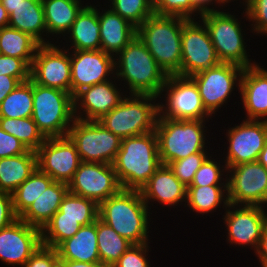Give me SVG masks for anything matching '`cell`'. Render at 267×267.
<instances>
[{"instance_id":"17","label":"cell","mask_w":267,"mask_h":267,"mask_svg":"<svg viewBox=\"0 0 267 267\" xmlns=\"http://www.w3.org/2000/svg\"><path fill=\"white\" fill-rule=\"evenodd\" d=\"M226 136L229 147L225 171L237 164L258 161L267 139V121L243 120L240 125L229 128Z\"/></svg>"},{"instance_id":"36","label":"cell","mask_w":267,"mask_h":267,"mask_svg":"<svg viewBox=\"0 0 267 267\" xmlns=\"http://www.w3.org/2000/svg\"><path fill=\"white\" fill-rule=\"evenodd\" d=\"M0 128L17 138L28 150L37 151L45 137L38 130L36 123L29 118H0Z\"/></svg>"},{"instance_id":"26","label":"cell","mask_w":267,"mask_h":267,"mask_svg":"<svg viewBox=\"0 0 267 267\" xmlns=\"http://www.w3.org/2000/svg\"><path fill=\"white\" fill-rule=\"evenodd\" d=\"M68 191V184L53 181L19 218L41 230L59 210Z\"/></svg>"},{"instance_id":"24","label":"cell","mask_w":267,"mask_h":267,"mask_svg":"<svg viewBox=\"0 0 267 267\" xmlns=\"http://www.w3.org/2000/svg\"><path fill=\"white\" fill-rule=\"evenodd\" d=\"M101 50L115 57L137 35V28L108 9L98 13ZM116 53V54H114Z\"/></svg>"},{"instance_id":"34","label":"cell","mask_w":267,"mask_h":267,"mask_svg":"<svg viewBox=\"0 0 267 267\" xmlns=\"http://www.w3.org/2000/svg\"><path fill=\"white\" fill-rule=\"evenodd\" d=\"M33 114L32 79L21 82L0 104V118H29Z\"/></svg>"},{"instance_id":"2","label":"cell","mask_w":267,"mask_h":267,"mask_svg":"<svg viewBox=\"0 0 267 267\" xmlns=\"http://www.w3.org/2000/svg\"><path fill=\"white\" fill-rule=\"evenodd\" d=\"M148 207L140 190L121 189L99 204L98 218L132 244L148 243Z\"/></svg>"},{"instance_id":"32","label":"cell","mask_w":267,"mask_h":267,"mask_svg":"<svg viewBox=\"0 0 267 267\" xmlns=\"http://www.w3.org/2000/svg\"><path fill=\"white\" fill-rule=\"evenodd\" d=\"M97 241L100 263L112 267L132 245L114 229L97 219Z\"/></svg>"},{"instance_id":"41","label":"cell","mask_w":267,"mask_h":267,"mask_svg":"<svg viewBox=\"0 0 267 267\" xmlns=\"http://www.w3.org/2000/svg\"><path fill=\"white\" fill-rule=\"evenodd\" d=\"M153 11L155 14L178 16L191 20L194 12L199 11L191 2V0H153Z\"/></svg>"},{"instance_id":"20","label":"cell","mask_w":267,"mask_h":267,"mask_svg":"<svg viewBox=\"0 0 267 267\" xmlns=\"http://www.w3.org/2000/svg\"><path fill=\"white\" fill-rule=\"evenodd\" d=\"M229 204L224 217L228 230V242L243 247L248 245L256 251L263 228L267 222V214L262 206H238ZM232 208V210H230ZM234 208H236L234 210Z\"/></svg>"},{"instance_id":"43","label":"cell","mask_w":267,"mask_h":267,"mask_svg":"<svg viewBox=\"0 0 267 267\" xmlns=\"http://www.w3.org/2000/svg\"><path fill=\"white\" fill-rule=\"evenodd\" d=\"M246 17L253 21V31L267 35V0H247Z\"/></svg>"},{"instance_id":"42","label":"cell","mask_w":267,"mask_h":267,"mask_svg":"<svg viewBox=\"0 0 267 267\" xmlns=\"http://www.w3.org/2000/svg\"><path fill=\"white\" fill-rule=\"evenodd\" d=\"M211 157H207L205 161L202 163L201 167L196 171L193 182L190 186H210V185H224L226 183H222L221 176L223 175V170L221 171L220 163L215 162V159H210ZM222 178V179H221ZM221 182V183H220Z\"/></svg>"},{"instance_id":"47","label":"cell","mask_w":267,"mask_h":267,"mask_svg":"<svg viewBox=\"0 0 267 267\" xmlns=\"http://www.w3.org/2000/svg\"><path fill=\"white\" fill-rule=\"evenodd\" d=\"M28 151L17 138L0 128V159L18 156Z\"/></svg>"},{"instance_id":"27","label":"cell","mask_w":267,"mask_h":267,"mask_svg":"<svg viewBox=\"0 0 267 267\" xmlns=\"http://www.w3.org/2000/svg\"><path fill=\"white\" fill-rule=\"evenodd\" d=\"M8 26L29 34L40 45L50 44L42 38L47 32L42 0H23L12 8Z\"/></svg>"},{"instance_id":"25","label":"cell","mask_w":267,"mask_h":267,"mask_svg":"<svg viewBox=\"0 0 267 267\" xmlns=\"http://www.w3.org/2000/svg\"><path fill=\"white\" fill-rule=\"evenodd\" d=\"M97 241V220L82 226L71 238L63 241L57 248L60 260L84 263L100 262Z\"/></svg>"},{"instance_id":"39","label":"cell","mask_w":267,"mask_h":267,"mask_svg":"<svg viewBox=\"0 0 267 267\" xmlns=\"http://www.w3.org/2000/svg\"><path fill=\"white\" fill-rule=\"evenodd\" d=\"M111 10L138 28L153 13V0H109Z\"/></svg>"},{"instance_id":"33","label":"cell","mask_w":267,"mask_h":267,"mask_svg":"<svg viewBox=\"0 0 267 267\" xmlns=\"http://www.w3.org/2000/svg\"><path fill=\"white\" fill-rule=\"evenodd\" d=\"M225 191V192H224ZM227 184L225 185H210V186H188L187 187V206L193 211L200 214L214 211L223 201L225 208L229 205L228 195L226 192ZM224 193L226 195H224Z\"/></svg>"},{"instance_id":"57","label":"cell","mask_w":267,"mask_h":267,"mask_svg":"<svg viewBox=\"0 0 267 267\" xmlns=\"http://www.w3.org/2000/svg\"><path fill=\"white\" fill-rule=\"evenodd\" d=\"M55 267H65L60 261L55 265Z\"/></svg>"},{"instance_id":"31","label":"cell","mask_w":267,"mask_h":267,"mask_svg":"<svg viewBox=\"0 0 267 267\" xmlns=\"http://www.w3.org/2000/svg\"><path fill=\"white\" fill-rule=\"evenodd\" d=\"M39 45L27 33L10 26L0 28V54L22 59L30 68Z\"/></svg>"},{"instance_id":"19","label":"cell","mask_w":267,"mask_h":267,"mask_svg":"<svg viewBox=\"0 0 267 267\" xmlns=\"http://www.w3.org/2000/svg\"><path fill=\"white\" fill-rule=\"evenodd\" d=\"M41 244V230L18 218L0 230V260L23 267Z\"/></svg>"},{"instance_id":"54","label":"cell","mask_w":267,"mask_h":267,"mask_svg":"<svg viewBox=\"0 0 267 267\" xmlns=\"http://www.w3.org/2000/svg\"><path fill=\"white\" fill-rule=\"evenodd\" d=\"M2 6L7 10V13L10 15L12 13V8L22 3L23 0H0Z\"/></svg>"},{"instance_id":"8","label":"cell","mask_w":267,"mask_h":267,"mask_svg":"<svg viewBox=\"0 0 267 267\" xmlns=\"http://www.w3.org/2000/svg\"><path fill=\"white\" fill-rule=\"evenodd\" d=\"M200 18L208 29L221 63L236 64L243 68L256 64L248 58L242 29L235 15L215 10L202 13Z\"/></svg>"},{"instance_id":"11","label":"cell","mask_w":267,"mask_h":267,"mask_svg":"<svg viewBox=\"0 0 267 267\" xmlns=\"http://www.w3.org/2000/svg\"><path fill=\"white\" fill-rule=\"evenodd\" d=\"M227 179L229 204L264 206L267 204V169L258 161L228 167ZM243 204V205H242Z\"/></svg>"},{"instance_id":"21","label":"cell","mask_w":267,"mask_h":267,"mask_svg":"<svg viewBox=\"0 0 267 267\" xmlns=\"http://www.w3.org/2000/svg\"><path fill=\"white\" fill-rule=\"evenodd\" d=\"M112 83L109 80L83 88L78 92L74 96L75 118L85 121H98L103 115L113 110L121 102L123 94L121 95L119 89L117 90L116 85ZM80 108L84 109L85 117L81 114L82 112H77Z\"/></svg>"},{"instance_id":"18","label":"cell","mask_w":267,"mask_h":267,"mask_svg":"<svg viewBox=\"0 0 267 267\" xmlns=\"http://www.w3.org/2000/svg\"><path fill=\"white\" fill-rule=\"evenodd\" d=\"M71 60V94L75 96L83 88L109 81L115 72L114 56L103 50H73Z\"/></svg>"},{"instance_id":"51","label":"cell","mask_w":267,"mask_h":267,"mask_svg":"<svg viewBox=\"0 0 267 267\" xmlns=\"http://www.w3.org/2000/svg\"><path fill=\"white\" fill-rule=\"evenodd\" d=\"M60 262L65 267H106L102 263H84V262H77V261H67V260H60Z\"/></svg>"},{"instance_id":"14","label":"cell","mask_w":267,"mask_h":267,"mask_svg":"<svg viewBox=\"0 0 267 267\" xmlns=\"http://www.w3.org/2000/svg\"><path fill=\"white\" fill-rule=\"evenodd\" d=\"M69 192L94 200L98 205L117 194L121 185L112 164L81 162L68 183Z\"/></svg>"},{"instance_id":"7","label":"cell","mask_w":267,"mask_h":267,"mask_svg":"<svg viewBox=\"0 0 267 267\" xmlns=\"http://www.w3.org/2000/svg\"><path fill=\"white\" fill-rule=\"evenodd\" d=\"M204 122L158 117L155 132L161 163L167 165L194 153L207 152Z\"/></svg>"},{"instance_id":"30","label":"cell","mask_w":267,"mask_h":267,"mask_svg":"<svg viewBox=\"0 0 267 267\" xmlns=\"http://www.w3.org/2000/svg\"><path fill=\"white\" fill-rule=\"evenodd\" d=\"M80 2L81 0H42L47 33H62L65 36L84 8Z\"/></svg>"},{"instance_id":"1","label":"cell","mask_w":267,"mask_h":267,"mask_svg":"<svg viewBox=\"0 0 267 267\" xmlns=\"http://www.w3.org/2000/svg\"><path fill=\"white\" fill-rule=\"evenodd\" d=\"M112 165L122 189L140 190L162 165L156 132L121 139Z\"/></svg>"},{"instance_id":"50","label":"cell","mask_w":267,"mask_h":267,"mask_svg":"<svg viewBox=\"0 0 267 267\" xmlns=\"http://www.w3.org/2000/svg\"><path fill=\"white\" fill-rule=\"evenodd\" d=\"M257 253V254H256ZM262 267H267V222L263 228L261 239L255 252Z\"/></svg>"},{"instance_id":"55","label":"cell","mask_w":267,"mask_h":267,"mask_svg":"<svg viewBox=\"0 0 267 267\" xmlns=\"http://www.w3.org/2000/svg\"><path fill=\"white\" fill-rule=\"evenodd\" d=\"M258 162L267 169V139L265 141L264 148L260 152Z\"/></svg>"},{"instance_id":"45","label":"cell","mask_w":267,"mask_h":267,"mask_svg":"<svg viewBox=\"0 0 267 267\" xmlns=\"http://www.w3.org/2000/svg\"><path fill=\"white\" fill-rule=\"evenodd\" d=\"M148 247V243L132 244L112 267H150L146 259Z\"/></svg>"},{"instance_id":"49","label":"cell","mask_w":267,"mask_h":267,"mask_svg":"<svg viewBox=\"0 0 267 267\" xmlns=\"http://www.w3.org/2000/svg\"><path fill=\"white\" fill-rule=\"evenodd\" d=\"M19 83L15 77L0 75V104Z\"/></svg>"},{"instance_id":"53","label":"cell","mask_w":267,"mask_h":267,"mask_svg":"<svg viewBox=\"0 0 267 267\" xmlns=\"http://www.w3.org/2000/svg\"><path fill=\"white\" fill-rule=\"evenodd\" d=\"M9 24V14L7 10L2 6L0 1V28L6 27Z\"/></svg>"},{"instance_id":"52","label":"cell","mask_w":267,"mask_h":267,"mask_svg":"<svg viewBox=\"0 0 267 267\" xmlns=\"http://www.w3.org/2000/svg\"><path fill=\"white\" fill-rule=\"evenodd\" d=\"M215 0H191L192 4L199 10V12L204 13L208 11H215L214 8H209L207 5H209L211 2L212 4Z\"/></svg>"},{"instance_id":"46","label":"cell","mask_w":267,"mask_h":267,"mask_svg":"<svg viewBox=\"0 0 267 267\" xmlns=\"http://www.w3.org/2000/svg\"><path fill=\"white\" fill-rule=\"evenodd\" d=\"M59 261L56 249L41 244L23 267H55Z\"/></svg>"},{"instance_id":"22","label":"cell","mask_w":267,"mask_h":267,"mask_svg":"<svg viewBox=\"0 0 267 267\" xmlns=\"http://www.w3.org/2000/svg\"><path fill=\"white\" fill-rule=\"evenodd\" d=\"M240 82L247 119L267 121V71L258 64L244 68Z\"/></svg>"},{"instance_id":"40","label":"cell","mask_w":267,"mask_h":267,"mask_svg":"<svg viewBox=\"0 0 267 267\" xmlns=\"http://www.w3.org/2000/svg\"><path fill=\"white\" fill-rule=\"evenodd\" d=\"M207 157V152H199L191 154L186 158L169 162L167 165L173 174L188 187L193 182L196 171Z\"/></svg>"},{"instance_id":"13","label":"cell","mask_w":267,"mask_h":267,"mask_svg":"<svg viewBox=\"0 0 267 267\" xmlns=\"http://www.w3.org/2000/svg\"><path fill=\"white\" fill-rule=\"evenodd\" d=\"M243 71L244 68L236 64L220 63L218 66L208 68L190 77L198 87L205 109L211 115L226 103L235 83L240 89Z\"/></svg>"},{"instance_id":"15","label":"cell","mask_w":267,"mask_h":267,"mask_svg":"<svg viewBox=\"0 0 267 267\" xmlns=\"http://www.w3.org/2000/svg\"><path fill=\"white\" fill-rule=\"evenodd\" d=\"M69 49L64 52L53 44L39 45L32 66L30 78L39 85L71 93V60Z\"/></svg>"},{"instance_id":"10","label":"cell","mask_w":267,"mask_h":267,"mask_svg":"<svg viewBox=\"0 0 267 267\" xmlns=\"http://www.w3.org/2000/svg\"><path fill=\"white\" fill-rule=\"evenodd\" d=\"M163 91L167 94V104L158 103V117L174 120H204L207 116L211 117L203 105L197 85L190 77L168 75L161 94Z\"/></svg>"},{"instance_id":"6","label":"cell","mask_w":267,"mask_h":267,"mask_svg":"<svg viewBox=\"0 0 267 267\" xmlns=\"http://www.w3.org/2000/svg\"><path fill=\"white\" fill-rule=\"evenodd\" d=\"M32 119L45 138L65 137L75 120L74 96L32 80ZM72 122V123H71Z\"/></svg>"},{"instance_id":"37","label":"cell","mask_w":267,"mask_h":267,"mask_svg":"<svg viewBox=\"0 0 267 267\" xmlns=\"http://www.w3.org/2000/svg\"><path fill=\"white\" fill-rule=\"evenodd\" d=\"M99 205L92 199L67 192L60 204L61 218L77 219L82 225H90L98 219Z\"/></svg>"},{"instance_id":"4","label":"cell","mask_w":267,"mask_h":267,"mask_svg":"<svg viewBox=\"0 0 267 267\" xmlns=\"http://www.w3.org/2000/svg\"><path fill=\"white\" fill-rule=\"evenodd\" d=\"M120 54V55H119ZM115 57L114 73L126 81L131 93L161 96L168 75L136 35ZM117 60V61H116Z\"/></svg>"},{"instance_id":"3","label":"cell","mask_w":267,"mask_h":267,"mask_svg":"<svg viewBox=\"0 0 267 267\" xmlns=\"http://www.w3.org/2000/svg\"><path fill=\"white\" fill-rule=\"evenodd\" d=\"M186 21L153 13L137 28V36L167 75L181 76V40Z\"/></svg>"},{"instance_id":"35","label":"cell","mask_w":267,"mask_h":267,"mask_svg":"<svg viewBox=\"0 0 267 267\" xmlns=\"http://www.w3.org/2000/svg\"><path fill=\"white\" fill-rule=\"evenodd\" d=\"M54 180L38 168L12 193L15 214L20 217Z\"/></svg>"},{"instance_id":"56","label":"cell","mask_w":267,"mask_h":267,"mask_svg":"<svg viewBox=\"0 0 267 267\" xmlns=\"http://www.w3.org/2000/svg\"><path fill=\"white\" fill-rule=\"evenodd\" d=\"M229 1H231V0H215V3H222V4H226V3H229ZM226 2V3H225ZM247 2V0H245V3Z\"/></svg>"},{"instance_id":"44","label":"cell","mask_w":267,"mask_h":267,"mask_svg":"<svg viewBox=\"0 0 267 267\" xmlns=\"http://www.w3.org/2000/svg\"><path fill=\"white\" fill-rule=\"evenodd\" d=\"M0 75L15 77L20 83L30 79V67L16 57L0 54Z\"/></svg>"},{"instance_id":"48","label":"cell","mask_w":267,"mask_h":267,"mask_svg":"<svg viewBox=\"0 0 267 267\" xmlns=\"http://www.w3.org/2000/svg\"><path fill=\"white\" fill-rule=\"evenodd\" d=\"M18 218L13 208L12 194L0 192V230L9 226Z\"/></svg>"},{"instance_id":"38","label":"cell","mask_w":267,"mask_h":267,"mask_svg":"<svg viewBox=\"0 0 267 267\" xmlns=\"http://www.w3.org/2000/svg\"><path fill=\"white\" fill-rule=\"evenodd\" d=\"M82 227L77 219L61 218L58 210L41 229L42 244L56 249L63 241L71 238Z\"/></svg>"},{"instance_id":"29","label":"cell","mask_w":267,"mask_h":267,"mask_svg":"<svg viewBox=\"0 0 267 267\" xmlns=\"http://www.w3.org/2000/svg\"><path fill=\"white\" fill-rule=\"evenodd\" d=\"M35 151L0 159V192L12 194L37 169Z\"/></svg>"},{"instance_id":"23","label":"cell","mask_w":267,"mask_h":267,"mask_svg":"<svg viewBox=\"0 0 267 267\" xmlns=\"http://www.w3.org/2000/svg\"><path fill=\"white\" fill-rule=\"evenodd\" d=\"M144 202L158 201L160 204L176 205L186 203L187 187L173 174L168 165L162 164L140 189Z\"/></svg>"},{"instance_id":"16","label":"cell","mask_w":267,"mask_h":267,"mask_svg":"<svg viewBox=\"0 0 267 267\" xmlns=\"http://www.w3.org/2000/svg\"><path fill=\"white\" fill-rule=\"evenodd\" d=\"M36 154L38 169L54 181L66 184L72 180L82 162L68 136L46 138Z\"/></svg>"},{"instance_id":"5","label":"cell","mask_w":267,"mask_h":267,"mask_svg":"<svg viewBox=\"0 0 267 267\" xmlns=\"http://www.w3.org/2000/svg\"><path fill=\"white\" fill-rule=\"evenodd\" d=\"M158 98L154 95L131 94L99 120L104 128L120 139L138 136L155 131L159 116V104L151 102Z\"/></svg>"},{"instance_id":"12","label":"cell","mask_w":267,"mask_h":267,"mask_svg":"<svg viewBox=\"0 0 267 267\" xmlns=\"http://www.w3.org/2000/svg\"><path fill=\"white\" fill-rule=\"evenodd\" d=\"M202 24L194 22V18L183 24L181 40L182 77H191L221 63L216 55L208 29L204 23Z\"/></svg>"},{"instance_id":"9","label":"cell","mask_w":267,"mask_h":267,"mask_svg":"<svg viewBox=\"0 0 267 267\" xmlns=\"http://www.w3.org/2000/svg\"><path fill=\"white\" fill-rule=\"evenodd\" d=\"M67 136L83 162L112 164L121 147V139L98 121L75 118Z\"/></svg>"},{"instance_id":"28","label":"cell","mask_w":267,"mask_h":267,"mask_svg":"<svg viewBox=\"0 0 267 267\" xmlns=\"http://www.w3.org/2000/svg\"><path fill=\"white\" fill-rule=\"evenodd\" d=\"M69 39L73 50H101L100 25L98 10L92 5H86L77 15L70 30Z\"/></svg>"}]
</instances>
